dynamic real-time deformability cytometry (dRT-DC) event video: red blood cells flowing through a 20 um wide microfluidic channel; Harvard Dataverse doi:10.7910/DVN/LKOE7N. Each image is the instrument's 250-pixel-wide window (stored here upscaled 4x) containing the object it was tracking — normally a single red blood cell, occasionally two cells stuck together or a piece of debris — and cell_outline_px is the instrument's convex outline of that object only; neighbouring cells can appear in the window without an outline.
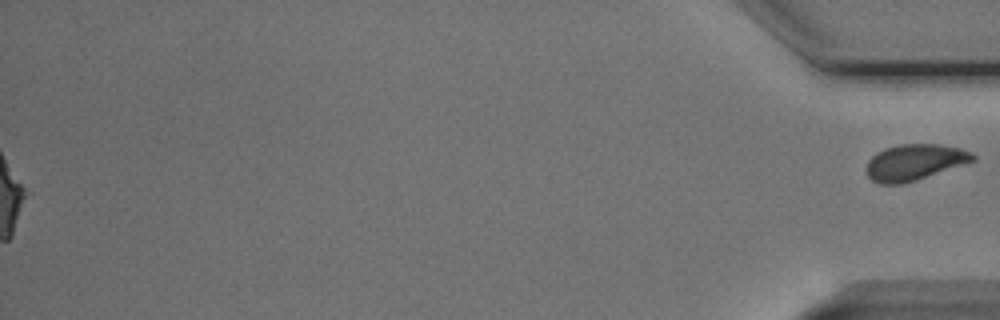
{"species": "Egyptian fruit bat (a non-hibernating species)", "species_latin": "Rousettus aegyptiacus", "temperature_condition": "cold", "stored_images_in_passage": 55, "segment_of_instrument_passage": [2, 2], "camera_frame_rate_fps": 3000, "um_per_image_px": 0.085, "animal": {"sex": "male"}, "frame": {"image": 1, "passage_image": 55, "time_ms": 18.0, "image_size_px": [1000, 320], "cell_outline_px": [[976, 160], [904, 184], [880, 184], [872, 180], [868, 176], [868, 160], [876, 152], [884, 148], [900, 144], [940, 144], [960, 148], [972, 152], [976, 156]], "centroid_in_image_um": [77.75, 13.78], "position_along_channel_um": 357.5, "area_um2": 22.31}}